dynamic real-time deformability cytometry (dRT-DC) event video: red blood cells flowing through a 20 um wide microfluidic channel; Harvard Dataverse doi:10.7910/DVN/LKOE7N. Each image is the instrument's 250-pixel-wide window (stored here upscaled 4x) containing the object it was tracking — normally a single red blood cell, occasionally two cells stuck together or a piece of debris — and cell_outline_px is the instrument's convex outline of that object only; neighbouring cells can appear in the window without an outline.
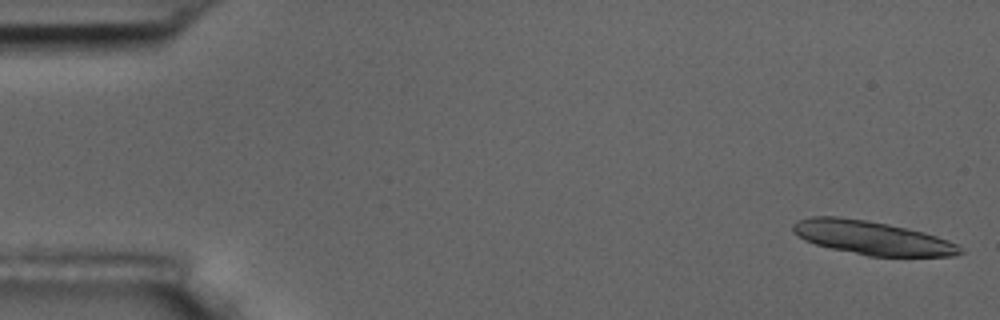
{"species": "common noctule bat (a hibernating species)", "species_latin": "Nyctalus noctula", "temperature_condition": "room temperature", "stored_images_in_passage": 2, "camera_frame_rate_fps": 3000, "um_per_image_px": 0.085, "animal": {"sex": "male", "body_mass_g": 17.5, "forearm_length_mm": 52.3}, "frame": {"image": 1, "passage_image": 1, "time_ms": 0.0, "image_size_px": [1000, 320], "cell_outline_px": [[964, 252], [956, 256], [868, 256], [832, 248], [816, 244], [804, 240], [792, 228], [792, 224], [796, 220], [812, 216], [836, 216], [868, 220], [908, 228], [924, 232], [948, 240], [956, 244]], "centroid_in_image_um": [74.13, 20.2], "position_along_channel_um": 10.9, "area_um2": 32.66}}